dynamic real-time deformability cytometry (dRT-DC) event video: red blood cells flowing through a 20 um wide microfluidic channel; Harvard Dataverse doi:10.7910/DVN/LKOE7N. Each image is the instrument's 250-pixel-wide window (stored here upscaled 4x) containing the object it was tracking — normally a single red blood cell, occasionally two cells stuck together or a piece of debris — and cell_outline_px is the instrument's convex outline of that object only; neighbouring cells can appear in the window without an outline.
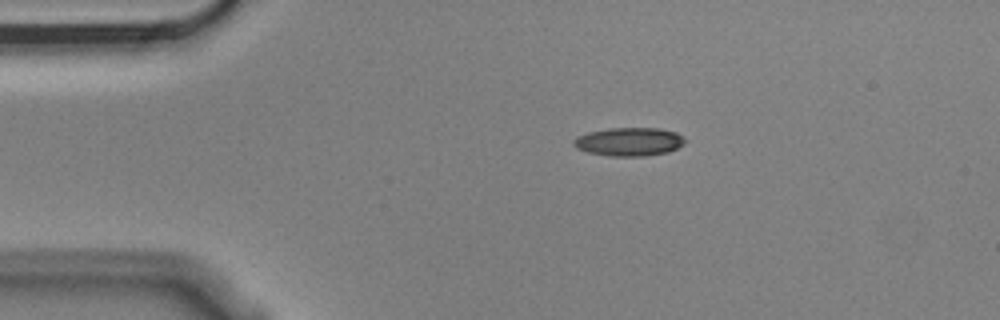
{"species": "Egyptian fruit bat (a non-hibernating species)", "species_latin": "Rousettus aegyptiacus", "temperature_condition": "cold", "stored_images_in_passage": 3, "camera_frame_rate_fps": 3000, "um_per_image_px": 0.085, "animal": {"sex": "male"}, "frame": {"image": 1, "passage_image": 1, "time_ms": 0.0, "image_size_px": [1000, 320], "cell_outline_px": [[688, 140], [684, 144], [668, 152], [648, 156], [608, 156], [588, 152], [576, 148], [572, 144], [572, 140], [576, 136], [588, 132], [608, 128], [660, 128], [676, 132], [684, 136]], "centroid_in_image_um": [53.48, 12.04], "position_along_channel_um": 31.5, "area_um2": 18.79}}
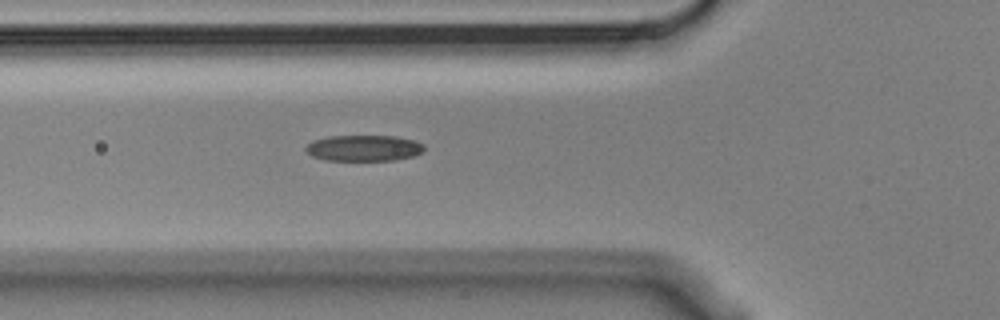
{"frame": {"image": 2, "passage_image": 3, "time_ms": 0.667, "image_size_px": [1000, 320], "cell_outline_px": [[424, 148], [420, 152], [412, 156], [396, 160], [324, 160], [312, 156], [304, 148], [312, 140], [328, 136], [396, 136], [412, 140], [424, 144]], "centroid_in_image_um": [30.88, 12.58], "position_along_channel_um": 94.9, "area_um2": 17.86}}